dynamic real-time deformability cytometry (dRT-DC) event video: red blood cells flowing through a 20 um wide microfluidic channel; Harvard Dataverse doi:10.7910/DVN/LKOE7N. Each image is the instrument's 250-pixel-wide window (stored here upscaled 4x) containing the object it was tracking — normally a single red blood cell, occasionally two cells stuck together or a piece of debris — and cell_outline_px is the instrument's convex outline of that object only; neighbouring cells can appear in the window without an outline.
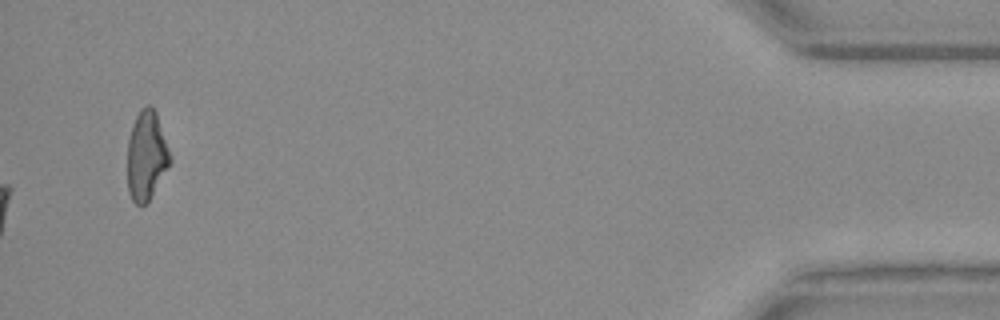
{"species": "Egyptian fruit bat (a non-hibernating species)", "species_latin": "Rousettus aegyptiacus", "temperature_condition": "warm", "stored_images_in_passage": 40, "camera_frame_rate_fps": 3000, "um_per_image_px": 0.085, "animal": {"sex": "female"}, "frame": {"image": 1, "passage_image": 40, "time_ms": 13.0, "image_size_px": [1000, 320], "cell_outline_px": [[172, 160], [148, 200], [144, 204], [136, 204], [132, 200], [128, 192], [128, 136], [136, 116], [140, 108], [148, 104], [152, 104], [156, 112], [172, 156]], "centroid_in_image_um": [12.45, 13.17], "position_along_channel_um": 422.8, "area_um2": 22.08}}